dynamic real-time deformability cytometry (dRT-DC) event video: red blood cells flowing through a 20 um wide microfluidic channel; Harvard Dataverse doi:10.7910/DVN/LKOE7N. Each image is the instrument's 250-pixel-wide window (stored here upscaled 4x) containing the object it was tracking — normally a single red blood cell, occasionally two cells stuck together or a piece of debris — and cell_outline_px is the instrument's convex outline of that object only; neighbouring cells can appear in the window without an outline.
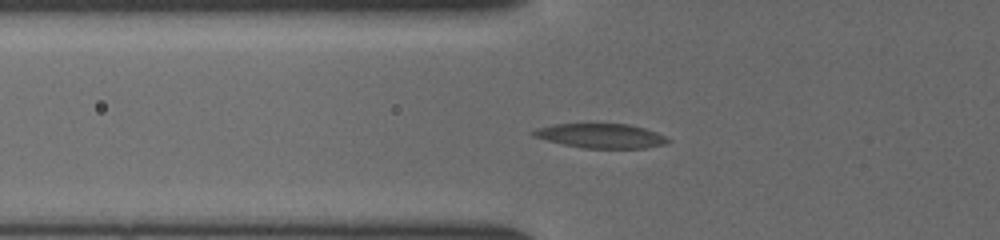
{"species": "common noctule bat (a hibernating species)", "species_latin": "Nyctalus noctula", "temperature_condition": "cold", "stored_images_in_passage": 33, "camera_frame_rate_fps": 3000, "um_per_image_px": 0.085, "animal": {"sex": "female", "body_mass_g": 19.5, "forearm_length_mm": 54.1}, "frame": {"image": 1, "passage_image": 15, "time_ms": 4.667, "image_size_px": [1000, 240], "cell_outline_px": [[672, 140], [664, 144], [644, 148], [584, 148], [564, 144], [532, 136], [528, 132], [536, 128], [552, 124], [628, 124], [644, 128], [656, 132]], "centroid_in_image_um": [51.04, 11.54], "position_along_channel_um": 74.8, "area_um2": 19.07}}
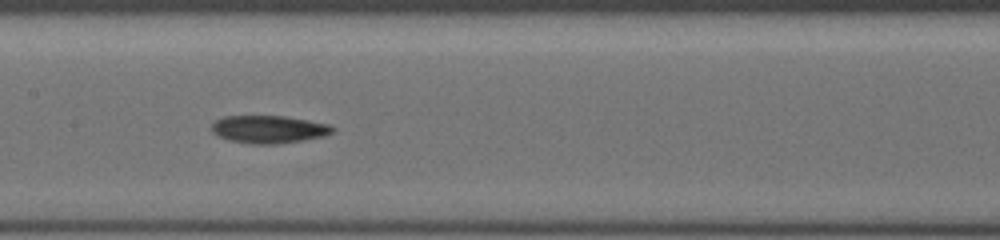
{"frame": {"image": 2, "passage_image": 23, "time_ms": 7.333, "image_size_px": [1000, 240], "cell_outline_px": [[336, 128], [332, 132], [324, 136], [276, 144], [252, 144], [228, 140], [212, 132], [212, 124], [216, 120], [224, 116], [284, 116], [308, 120], [328, 124]], "centroid_in_image_um": [22.84, 10.99], "position_along_channel_um": 184.6, "area_um2": 19.36}}
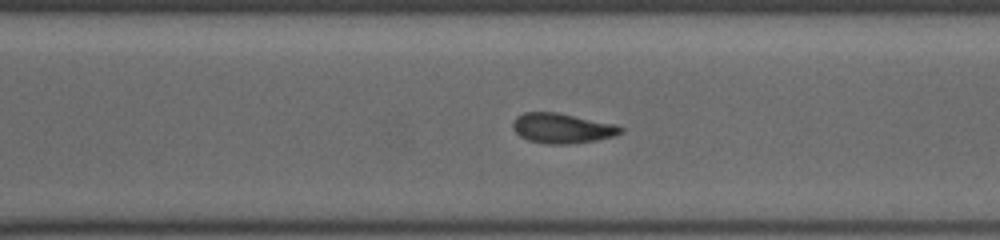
{"frame": {"image": 3, "passage_image": 33, "time_ms": 10.667, "image_size_px": [1000, 240], "cell_outline_px": [[624, 132], [616, 136], [596, 140], [568, 144], [548, 144], [528, 140], [520, 136], [512, 128], [512, 120], [516, 116], [524, 112], [556, 112], [616, 124], [624, 128]], "centroid_in_image_um": [47.79, 10.9], "position_along_channel_um": 322.8, "area_um2": 19.02}}